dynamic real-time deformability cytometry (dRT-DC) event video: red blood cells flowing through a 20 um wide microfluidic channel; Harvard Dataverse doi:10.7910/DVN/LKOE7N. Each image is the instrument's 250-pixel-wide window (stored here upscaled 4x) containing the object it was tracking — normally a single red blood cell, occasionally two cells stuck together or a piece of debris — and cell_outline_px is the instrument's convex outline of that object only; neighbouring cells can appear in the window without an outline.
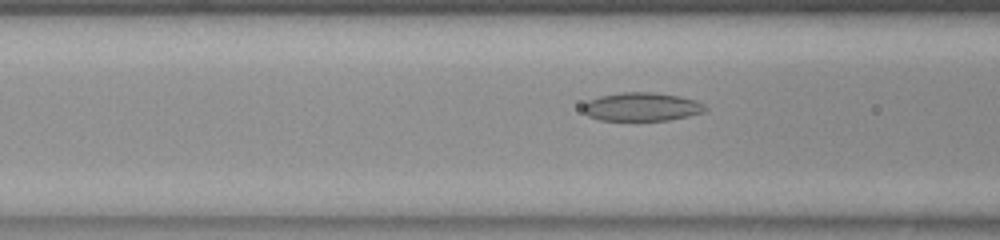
{"species": "common noctule bat (a hibernating species)", "species_latin": "Nyctalus noctula", "temperature_condition": "room temperature", "stored_images_in_passage": 36, "segment_of_instrument_passage": [1, 2], "camera_frame_rate_fps": 3000, "um_per_image_px": 0.085, "animal": {"sex": "female", "body_mass_g": 23.0, "forearm_length_mm": 53.4}, "frame": {"image": 1, "passage_image": 8, "time_ms": 2.333, "image_size_px": [1000, 240], "cell_outline_px": [[708, 108], [704, 112], [688, 116], [668, 120], [600, 120], [588, 116], [584, 112], [584, 104], [588, 100], [600, 96], [624, 92], [652, 92], [680, 96], [696, 100], [704, 104]], "centroid_in_image_um": [54.57, 9.07], "position_along_channel_um": 112.0, "area_um2": 20.23}}
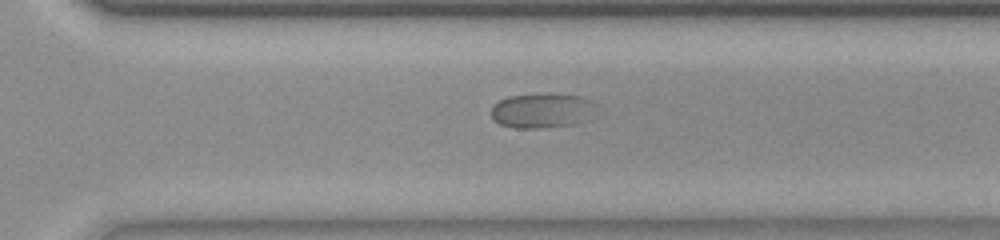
{"frame": {"image": 2, "passage_image": 25, "time_ms": 8.0, "image_size_px": [1000, 240], "cell_outline_px": [[596, 104], [576, 124], [540, 128], [516, 128], [500, 124], [492, 120], [492, 104], [508, 96], [580, 96], [592, 100]], "centroid_in_image_um": [45.95, 9.43], "position_along_channel_um": 324.7, "area_um2": 20.11}}
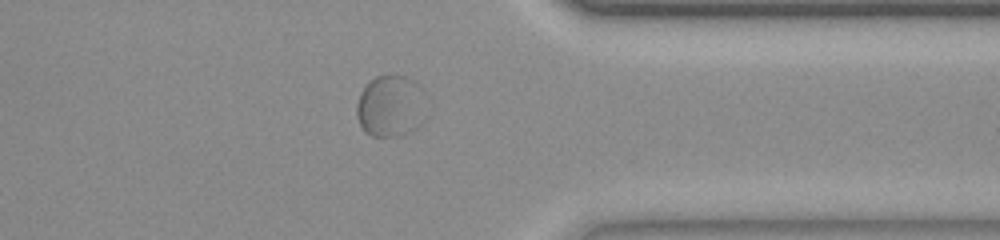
{"frame": {"image": 3, "passage_image": 30, "time_ms": 9.667, "image_size_px": [1000, 240], "cell_outline_px": [[424, 92], [420, 124], [416, 128], [408, 132], [396, 136], [372, 136], [364, 132], [356, 116], [356, 104], [360, 92], [376, 76], [404, 76], [420, 84], [424, 88]], "centroid_in_image_um": [33.16, 9.02], "position_along_channel_um": 378.2, "area_um2": 24.74}}